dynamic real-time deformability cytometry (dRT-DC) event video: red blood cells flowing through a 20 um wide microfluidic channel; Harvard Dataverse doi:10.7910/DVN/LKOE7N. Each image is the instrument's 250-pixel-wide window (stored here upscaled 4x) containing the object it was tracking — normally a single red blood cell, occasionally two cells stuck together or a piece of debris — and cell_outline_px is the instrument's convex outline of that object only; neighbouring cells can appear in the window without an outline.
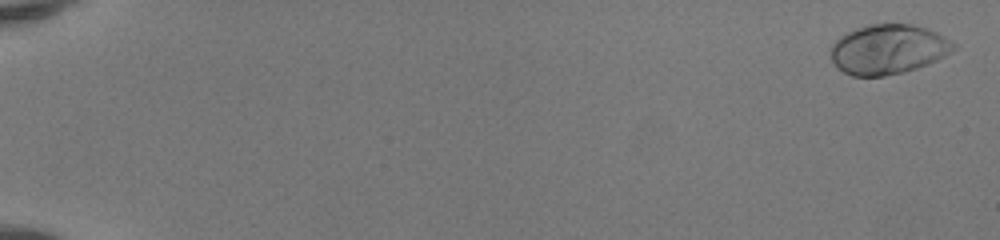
{"species": "human", "species_latin": "Homo sapiens", "temperature_condition": "room temperature", "stored_images_in_passage": 52, "camera_frame_rate_fps": 3000, "um_per_image_px": 0.085, "donor": {"sex": "female"}, "frame": {"image": 1, "passage_image": 2, "time_ms": 0.333, "image_size_px": [1000, 240], "cell_outline_px": [[956, 48], [952, 52], [936, 60], [916, 68], [904, 72], [884, 76], [852, 76], [836, 68], [832, 60], [832, 44], [840, 36], [856, 28], [868, 24], [912, 24], [936, 32], [944, 36], [956, 44]], "centroid_in_image_um": [75.49, 4.19], "position_along_channel_um": 9.5, "area_um2": 35.49}}
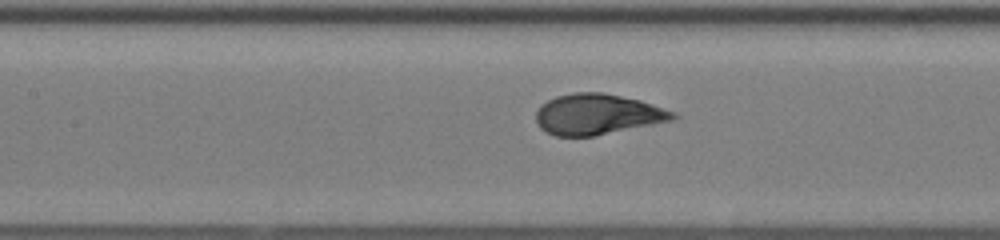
{"frame": {"image": 2, "passage_image": 27, "time_ms": 8.667, "image_size_px": [1000, 240], "cell_outline_px": [[680, 116], [676, 120], [596, 136], [556, 136], [540, 128], [536, 120], [536, 112], [540, 104], [556, 96], [572, 92], [604, 92], [640, 100], [676, 112]], "centroid_in_image_um": [50.82, 9.71], "position_along_channel_um": 156.6, "area_um2": 32.89}}
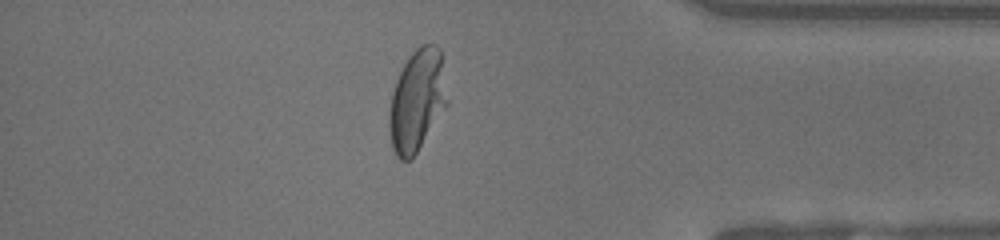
{"frame": {"image": 3, "passage_image": 46, "time_ms": 15.0, "image_size_px": [1000, 240], "cell_outline_px": [[448, 104], [412, 160], [400, 160], [396, 156], [392, 148], [388, 128], [388, 116], [392, 92], [396, 80], [404, 64], [412, 52], [420, 44], [436, 44], [440, 48], [448, 100]], "centroid_in_image_um": [35.44, 8.56], "position_along_channel_um": 399.8, "area_um2": 34.68}, "authors_computed_cell_mechanics": {"area_um2": 33.2928, "velocity_mm_per_s": 4.1499, "shape_relaxation_time_tau1_ms": 3.0722, "shape_relaxation_time_tau2_ms": null, "deformation_change_tau1": 0.2021, "deformation_change_tau2": null}}